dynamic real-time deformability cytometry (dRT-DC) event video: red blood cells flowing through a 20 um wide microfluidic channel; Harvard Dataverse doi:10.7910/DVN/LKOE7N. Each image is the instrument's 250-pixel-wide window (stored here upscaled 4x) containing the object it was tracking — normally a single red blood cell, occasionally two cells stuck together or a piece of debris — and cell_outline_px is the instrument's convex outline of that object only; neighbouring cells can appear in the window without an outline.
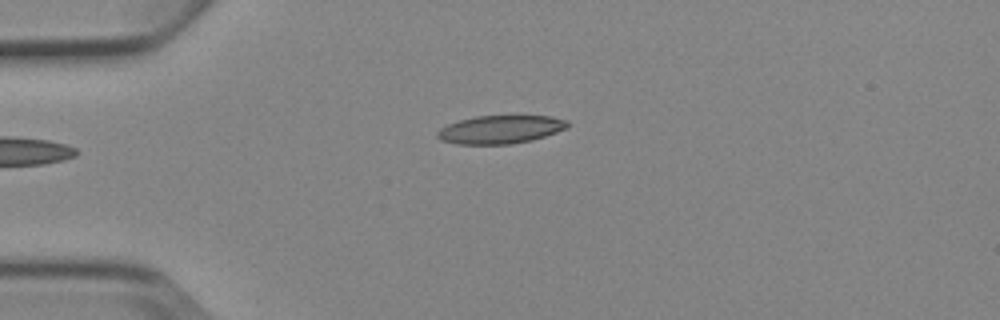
{"species": "Egyptian fruit bat (a non-hibernating species)", "species_latin": "Rousettus aegyptiacus", "temperature_condition": "cold", "stored_images_in_passage": 4, "camera_frame_rate_fps": 3000, "um_per_image_px": 0.085, "animal": {"sex": "female"}, "frame": {"image": 1, "passage_image": 4, "time_ms": 3.333, "image_size_px": [1000, 320], "cell_outline_px": [[568, 128], [532, 140], [508, 144], [456, 144], [440, 140], [436, 136], [436, 132], [440, 128], [448, 124], [460, 120], [476, 116], [552, 116], [568, 120]], "centroid_in_image_um": [42.52, 11.0], "position_along_channel_um": 42.5, "area_um2": 21.39}}